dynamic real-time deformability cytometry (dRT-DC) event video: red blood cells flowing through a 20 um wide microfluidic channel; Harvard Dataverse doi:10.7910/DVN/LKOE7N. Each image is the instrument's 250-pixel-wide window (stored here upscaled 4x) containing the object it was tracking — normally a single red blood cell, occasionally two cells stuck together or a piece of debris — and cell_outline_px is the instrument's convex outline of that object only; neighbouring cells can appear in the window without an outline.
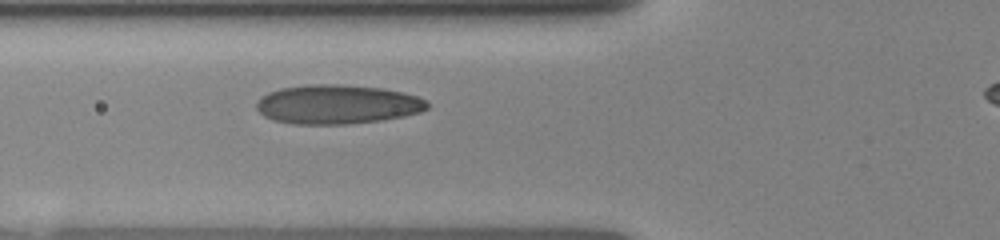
{"species": "human", "species_latin": "Homo sapiens", "temperature_condition": "room temperature", "stored_images_in_passage": 6, "segment_of_instrument_passage": [1, 2], "camera_frame_rate_fps": 3000, "um_per_image_px": 0.085, "donor": {"sex": "female"}, "frame": {"image": 1, "passage_image": 5, "time_ms": 2.667, "image_size_px": [1000, 240], "cell_outline_px": [[428, 108], [420, 112], [404, 116], [380, 120], [348, 124], [292, 124], [272, 120], [264, 116], [256, 108], [256, 104], [268, 92], [280, 88], [308, 84], [336, 84], [380, 88], [400, 92], [416, 96], [428, 100]], "centroid_in_image_um": [28.66, 8.88], "position_along_channel_um": 97.1, "area_um2": 38.9}}